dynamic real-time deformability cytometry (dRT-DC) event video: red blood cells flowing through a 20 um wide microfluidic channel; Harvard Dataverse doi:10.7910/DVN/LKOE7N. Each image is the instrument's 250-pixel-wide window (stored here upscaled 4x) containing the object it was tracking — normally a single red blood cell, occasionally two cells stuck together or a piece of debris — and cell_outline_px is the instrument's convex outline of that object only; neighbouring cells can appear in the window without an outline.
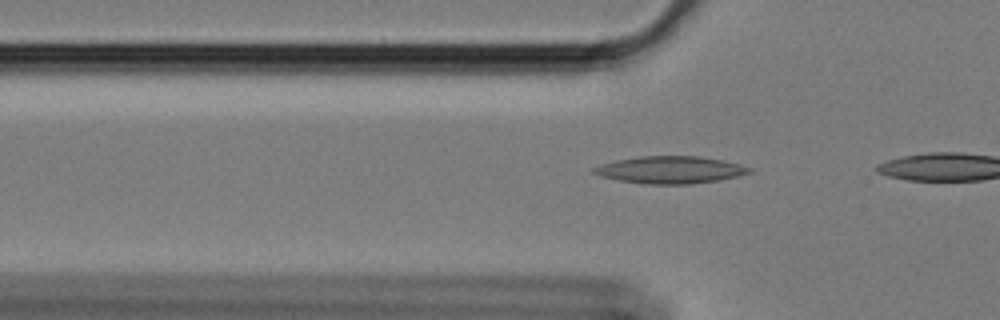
{"species": "Egyptian fruit bat (a non-hibernating species)", "species_latin": "Rousettus aegyptiacus", "temperature_condition": "cold", "stored_images_in_passage": 14, "camera_frame_rate_fps": 3000, "um_per_image_px": 0.085, "animal": {"sex": "female"}, "frame": {"image": 1, "passage_image": 12, "time_ms": 3.667, "image_size_px": [1000, 320], "cell_outline_px": [[752, 172], [736, 176], [716, 180], [692, 184], [644, 184], [620, 180], [600, 176], [592, 172], [592, 168], [616, 160], [640, 156], [700, 156], [740, 164], [752, 168]], "centroid_in_image_um": [56.97, 14.43], "position_along_channel_um": 68.8, "area_um2": 24.45}}